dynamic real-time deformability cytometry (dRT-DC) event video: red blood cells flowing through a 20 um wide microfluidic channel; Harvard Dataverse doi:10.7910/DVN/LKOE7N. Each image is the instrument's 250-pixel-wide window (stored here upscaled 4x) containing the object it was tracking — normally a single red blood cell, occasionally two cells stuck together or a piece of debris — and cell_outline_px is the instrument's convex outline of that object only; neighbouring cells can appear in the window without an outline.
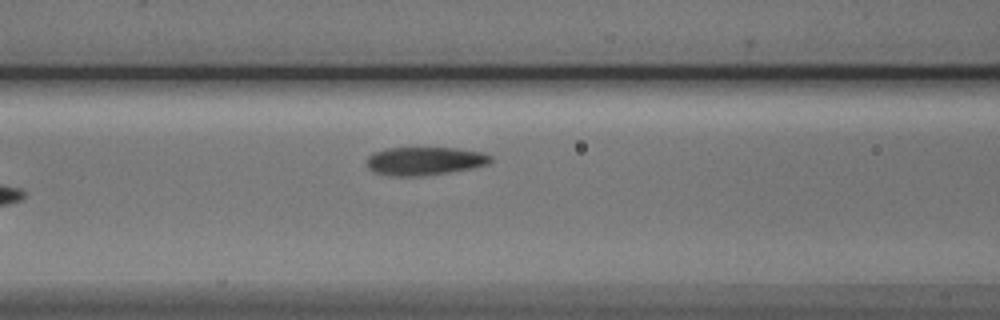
{"species": "Egyptian fruit bat (a non-hibernating species)", "species_latin": "Rousettus aegyptiacus", "temperature_condition": "cold", "stored_images_in_passage": 7, "camera_frame_rate_fps": 3000, "um_per_image_px": 0.085, "animal": {"sex": "male"}, "frame": {"image": 1, "passage_image": 7, "time_ms": 7.333, "image_size_px": [1000, 320], "cell_outline_px": [[492, 160], [488, 164], [472, 168], [448, 172], [420, 176], [392, 176], [372, 172], [364, 164], [368, 156], [372, 152], [388, 148], [456, 148], [484, 152], [492, 156]], "centroid_in_image_um": [36.05, 13.68], "position_along_channel_um": 130.5, "area_um2": 20.63}}